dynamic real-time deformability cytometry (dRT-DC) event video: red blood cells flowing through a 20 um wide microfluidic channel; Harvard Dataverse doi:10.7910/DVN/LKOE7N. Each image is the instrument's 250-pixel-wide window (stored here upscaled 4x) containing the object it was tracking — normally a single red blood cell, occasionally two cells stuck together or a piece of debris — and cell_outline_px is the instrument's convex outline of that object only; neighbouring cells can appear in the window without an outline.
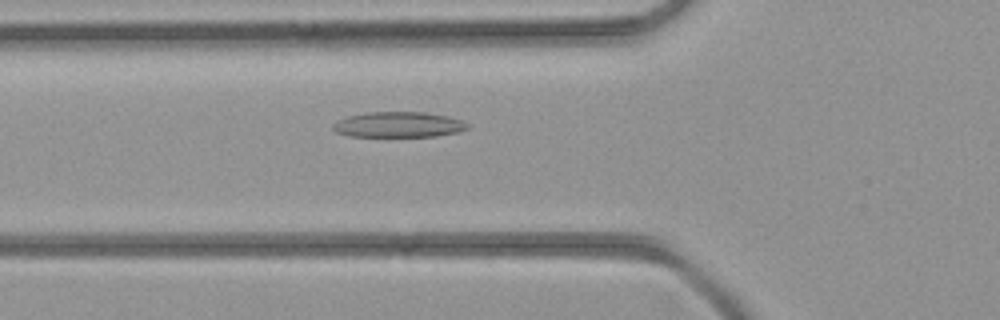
{"species": "common noctule bat (a hibernating species)", "species_latin": "Nyctalus noctula", "temperature_condition": "room temperature", "stored_images_in_passage": 31, "camera_frame_rate_fps": 3000, "um_per_image_px": 0.085, "animal": {"sex": "female", "body_mass_g": 21.9}, "frame": {"image": 1, "passage_image": 7, "time_ms": 2.0, "image_size_px": [1000, 320], "cell_outline_px": [[468, 128], [460, 132], [436, 136], [348, 136], [336, 132], [332, 128], [332, 124], [348, 116], [368, 112], [424, 112], [448, 116], [464, 120], [468, 124]], "centroid_in_image_um": [33.91, 10.59], "position_along_channel_um": 91.9, "area_um2": 20.0}}
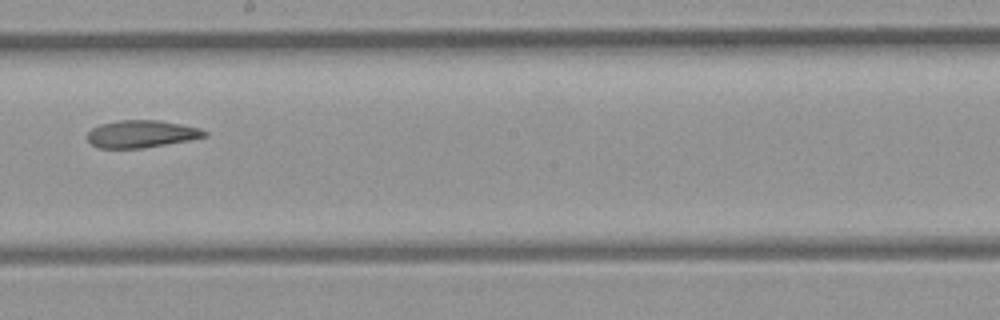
{"frame": {"image": 2, "passage_image": 16, "time_ms": 5.0, "image_size_px": [1000, 320], "cell_outline_px": [[208, 136], [188, 140], [144, 148], [100, 148], [92, 144], [88, 140], [88, 132], [92, 128], [100, 124], [120, 120], [156, 120], [180, 124], [200, 128], [208, 132]], "centroid_in_image_um": [12.03, 11.38], "position_along_channel_um": 236.2, "area_um2": 18.55}}
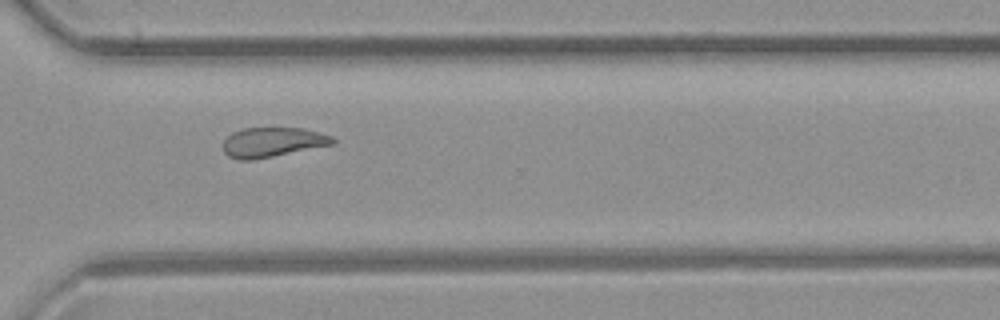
{"frame": {"image": 3, "passage_image": 23, "time_ms": 7.333, "image_size_px": [1000, 320], "cell_outline_px": [[336, 144], [252, 160], [240, 160], [228, 156], [224, 152], [224, 140], [232, 132], [244, 128], [304, 128], [332, 136], [336, 140]], "centroid_in_image_um": [23.19, 12.08], "position_along_channel_um": 347.4, "area_um2": 18.96}}